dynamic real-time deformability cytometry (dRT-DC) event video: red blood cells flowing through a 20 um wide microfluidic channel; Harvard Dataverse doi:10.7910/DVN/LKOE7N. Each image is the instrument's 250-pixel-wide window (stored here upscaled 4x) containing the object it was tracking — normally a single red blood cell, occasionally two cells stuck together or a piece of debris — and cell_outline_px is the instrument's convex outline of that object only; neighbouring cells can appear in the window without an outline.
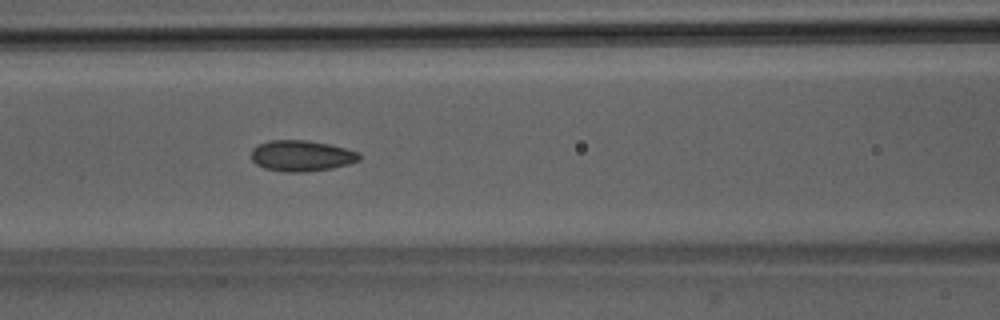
{"species": "Egyptian fruit bat (a non-hibernating species)", "species_latin": "Rousettus aegyptiacus", "temperature_condition": "room temperature", "stored_images_in_passage": 52, "camera_frame_rate_fps": 3000, "um_per_image_px": 0.085, "animal": {"sex": "male"}, "frame": {"image": 1, "passage_image": 23, "time_ms": 7.333, "image_size_px": [1000, 320], "cell_outline_px": [[360, 160], [348, 164], [332, 168], [304, 172], [284, 172], [264, 168], [256, 164], [252, 160], [252, 148], [268, 140], [308, 140], [328, 144], [360, 152]], "centroid_in_image_um": [25.62, 13.24], "position_along_channel_um": 141.0, "area_um2": 19.48}}
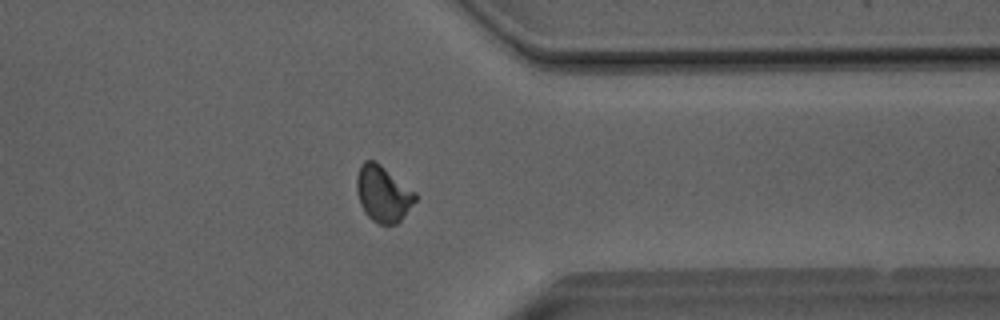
{"frame": {"image": 2, "passage_image": 41, "time_ms": 13.333, "image_size_px": [1000, 320], "cell_outline_px": [[416, 200], [400, 220], [396, 224], [380, 224], [372, 220], [364, 212], [360, 204], [356, 188], [356, 176], [360, 164], [364, 160], [376, 160], [416, 192]], "centroid_in_image_um": [32.53, 16.44], "position_along_channel_um": 378.9, "area_um2": 19.25}}
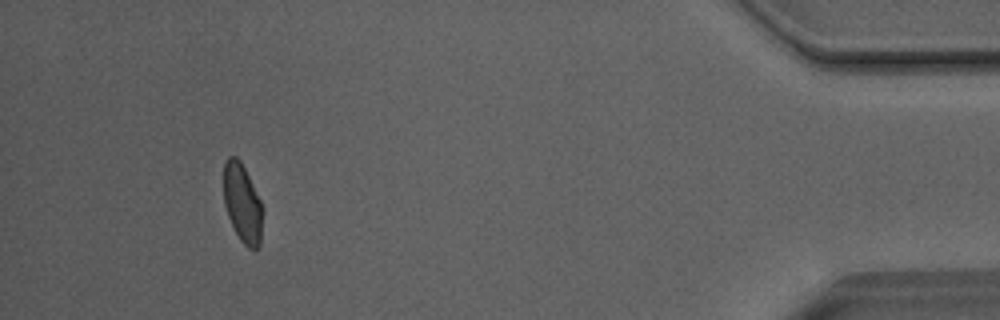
{"frame": {"image": 3, "passage_image": 48, "time_ms": 15.667, "image_size_px": [1000, 320], "cell_outline_px": [[260, 244], [256, 252], [252, 252], [240, 240], [228, 216], [224, 204], [224, 160], [228, 156], [236, 156], [240, 160], [260, 200]], "centroid_in_image_um": [20.57, 17.28], "position_along_channel_um": 414.6, "area_um2": 17.46}, "authors_computed_cell_mechanics": {"area_um2": 18.9873, "velocity_mm_per_s": 4.0608, "shape_relaxation_time_tau1_ms": null, "shape_relaxation_time_tau2_ms": 1.2789, "deformation_change_tau1": null, "deformation_change_tau2": 0.0472}}